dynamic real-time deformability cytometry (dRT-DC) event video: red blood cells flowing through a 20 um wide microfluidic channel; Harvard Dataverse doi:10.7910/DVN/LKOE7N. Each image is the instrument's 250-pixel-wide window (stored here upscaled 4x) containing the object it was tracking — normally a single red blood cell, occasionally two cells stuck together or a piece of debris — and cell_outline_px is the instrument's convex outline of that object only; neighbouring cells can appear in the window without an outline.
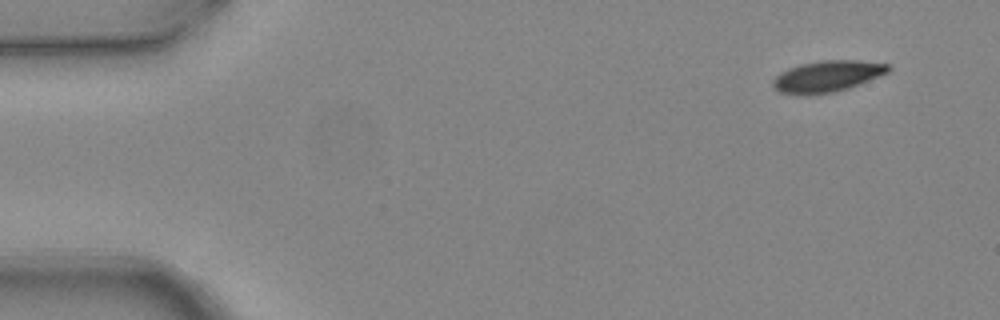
{"species": "common noctule bat (a hibernating species)", "species_latin": "Nyctalus noctula", "temperature_condition": "warm", "stored_images_in_passage": 3, "camera_frame_rate_fps": 3000, "um_per_image_px": 0.085, "animal": {"sex": "female", "body_mass_g": 24.6, "forearm_length_mm": 56.2}, "frame": {"image": 1, "passage_image": 1, "time_ms": 0.0, "image_size_px": [1000, 320], "cell_outline_px": [[892, 68], [888, 72], [848, 88], [832, 92], [804, 96], [780, 92], [772, 88], [772, 80], [780, 72], [788, 68], [800, 64], [820, 60], [856, 60], [888, 64]], "centroid_in_image_um": [70.25, 6.49], "position_along_channel_um": 14.8, "area_um2": 21.1}}